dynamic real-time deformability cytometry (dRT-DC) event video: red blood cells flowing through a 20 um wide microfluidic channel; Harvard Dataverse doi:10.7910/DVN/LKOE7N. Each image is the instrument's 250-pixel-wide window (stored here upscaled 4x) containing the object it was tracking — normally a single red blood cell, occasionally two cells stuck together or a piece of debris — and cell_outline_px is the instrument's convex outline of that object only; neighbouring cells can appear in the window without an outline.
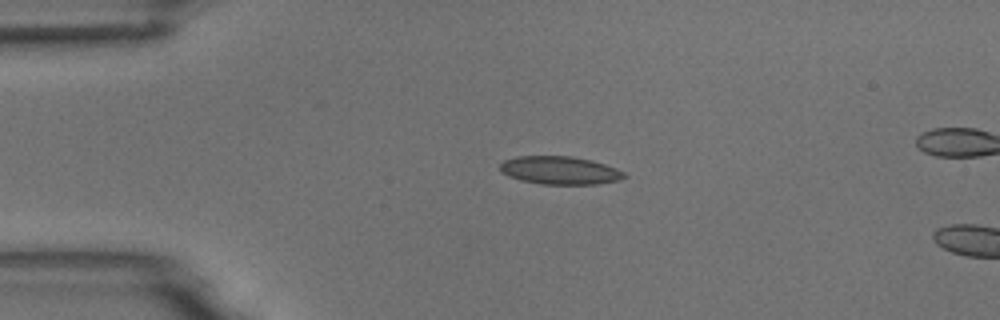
{"species": "common noctule bat (a hibernating species)", "species_latin": "Nyctalus noctula", "temperature_condition": "room temperature", "stored_images_in_passage": 3, "camera_frame_rate_fps": 3000, "um_per_image_px": 0.085, "animal": {"sex": "male", "body_mass_g": 18.8}, "frame": {"image": 1, "passage_image": 2, "time_ms": 1.333, "image_size_px": [1000, 320], "cell_outline_px": [[628, 176], [620, 180], [596, 184], [544, 184], [520, 180], [508, 176], [500, 172], [500, 164], [504, 160], [516, 156], [572, 156], [592, 160], [616, 168], [624, 172]], "centroid_in_image_um": [47.58, 14.47], "position_along_channel_um": 37.4, "area_um2": 20.4}}